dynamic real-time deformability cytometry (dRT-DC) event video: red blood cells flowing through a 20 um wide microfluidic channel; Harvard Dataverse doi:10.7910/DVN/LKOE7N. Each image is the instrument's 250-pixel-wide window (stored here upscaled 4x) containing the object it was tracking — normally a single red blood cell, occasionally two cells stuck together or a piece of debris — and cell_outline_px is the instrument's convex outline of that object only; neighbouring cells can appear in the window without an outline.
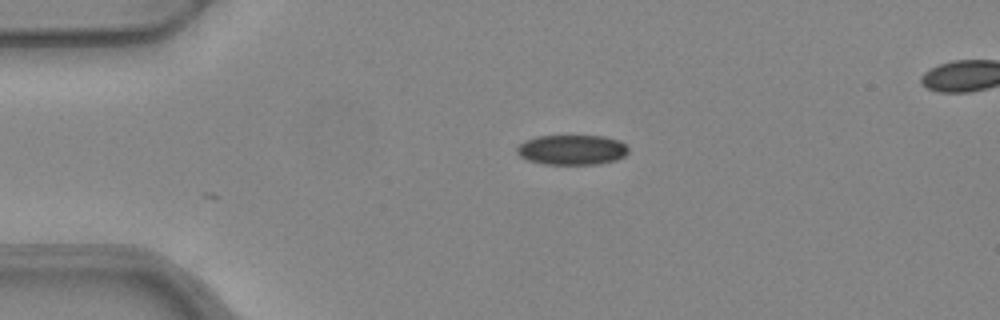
{"species": "common noctule bat (a hibernating species)", "species_latin": "Nyctalus noctula", "temperature_condition": "warm", "stored_images_in_passage": 18, "camera_frame_rate_fps": 3000, "um_per_image_px": 0.085, "animal": {"sex": "female", "body_mass_g": 24.6, "forearm_length_mm": 56.2}, "frame": {"image": 1, "passage_image": 1, "time_ms": 0.0, "image_size_px": [1000, 320], "cell_outline_px": [[628, 152], [624, 156], [616, 160], [600, 164], [544, 164], [528, 160], [520, 156], [516, 152], [516, 148], [524, 140], [536, 136], [604, 136], [620, 140], [628, 148]], "centroid_in_image_um": [48.61, 12.73], "position_along_channel_um": 36.4, "area_um2": 19.59}}
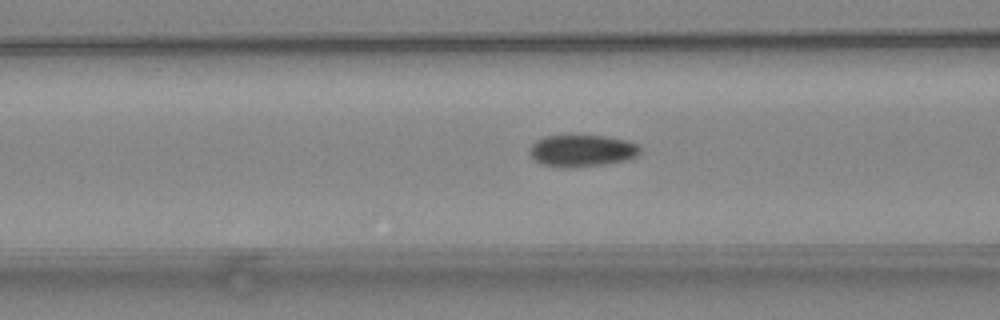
{"frame": {"image": 2, "passage_image": 10, "time_ms": 3.0, "image_size_px": [1000, 320], "cell_outline_px": [[640, 152], [636, 156], [624, 160], [604, 164], [568, 168], [560, 168], [540, 164], [528, 152], [528, 148], [536, 140], [544, 136], [572, 132], [608, 136], [628, 140], [640, 144]], "centroid_in_image_um": [49.43, 12.75], "position_along_channel_um": 117.2, "area_um2": 21.62}}
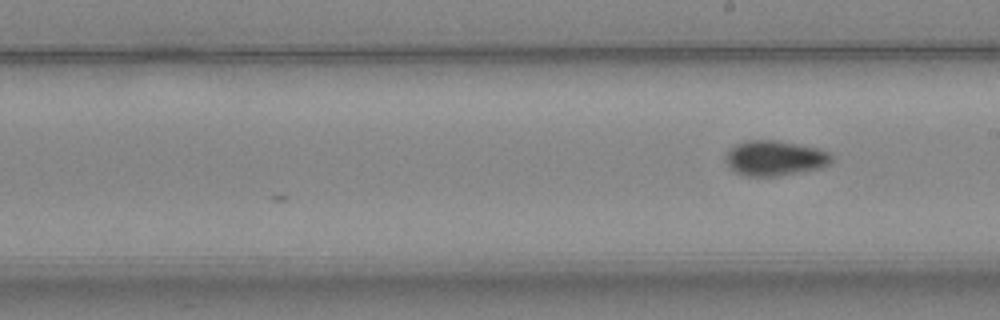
{"frame": {"image": 3, "passage_image": 18, "time_ms": 5.667, "image_size_px": [1000, 320], "cell_outline_px": [[832, 164], [824, 168], [776, 176], [748, 176], [736, 172], [728, 164], [724, 156], [736, 144], [748, 140], [776, 140], [820, 148], [828, 152], [832, 156]], "centroid_in_image_um": [65.93, 13.44], "position_along_channel_um": 223.1, "area_um2": 21.73}}